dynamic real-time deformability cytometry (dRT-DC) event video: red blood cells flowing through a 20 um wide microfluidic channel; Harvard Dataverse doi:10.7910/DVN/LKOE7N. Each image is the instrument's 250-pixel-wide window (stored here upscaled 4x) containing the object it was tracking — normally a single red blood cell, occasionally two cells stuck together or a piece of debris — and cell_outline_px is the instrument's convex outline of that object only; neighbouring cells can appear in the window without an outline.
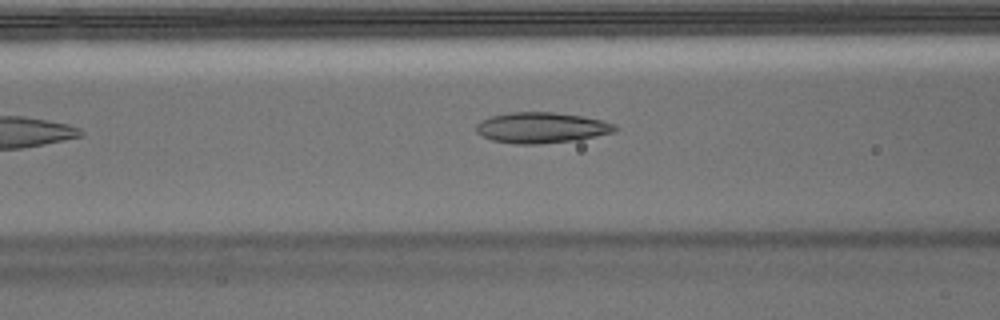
{"species": "Egyptian fruit bat (a non-hibernating species)", "species_latin": "Rousettus aegyptiacus", "temperature_condition": "warm", "stored_images_in_passage": 5, "camera_frame_rate_fps": 3000, "um_per_image_px": 0.085, "animal": {"sex": "male"}, "frame": {"image": 1, "passage_image": 5, "time_ms": 1.333, "image_size_px": [1000, 320], "cell_outline_px": [[620, 128], [616, 132], [576, 140], [540, 144], [516, 144], [492, 140], [480, 136], [476, 132], [476, 124], [480, 120], [492, 116], [512, 112], [556, 112], [580, 116], [600, 120], [616, 124]], "centroid_in_image_um": [46.03, 10.86], "position_along_channel_um": 120.6, "area_um2": 25.03}}